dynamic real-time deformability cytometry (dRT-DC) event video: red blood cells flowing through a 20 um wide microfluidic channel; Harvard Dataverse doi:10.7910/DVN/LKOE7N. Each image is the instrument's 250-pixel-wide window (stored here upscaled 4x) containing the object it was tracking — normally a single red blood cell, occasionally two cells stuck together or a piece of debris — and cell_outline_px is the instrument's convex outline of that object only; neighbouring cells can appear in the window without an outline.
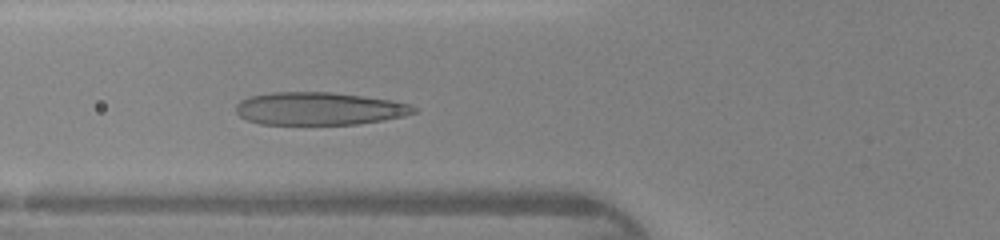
{"species": "human", "species_latin": "Homo sapiens", "temperature_condition": "warm", "stored_images_in_passage": 43, "camera_frame_rate_fps": 3000, "um_per_image_px": 0.085, "donor": {"sex": "female"}, "frame": {"image": 1, "passage_image": 15, "time_ms": 4.667, "image_size_px": [1000, 240], "cell_outline_px": [[420, 108], [416, 112], [404, 116], [384, 120], [356, 124], [260, 124], [248, 120], [240, 116], [236, 112], [236, 104], [240, 100], [248, 96], [272, 92], [332, 92], [392, 100], [412, 104]], "centroid_in_image_um": [27.16, 9.23], "position_along_channel_um": 98.6, "area_um2": 34.22}}
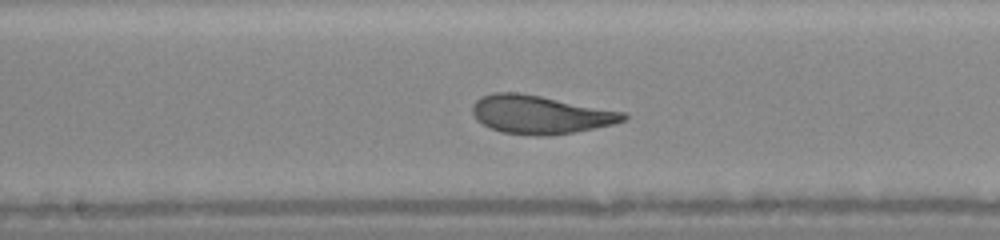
{"frame": {"image": 2, "passage_image": 22, "time_ms": 7.0, "image_size_px": [1000, 240], "cell_outline_px": [[628, 120], [612, 124], [572, 132], [544, 136], [536, 136], [504, 132], [492, 128], [476, 120], [472, 112], [472, 108], [476, 100], [480, 96], [492, 92], [516, 92], [540, 96], [624, 112], [628, 116]], "centroid_in_image_um": [45.89, 9.73], "position_along_channel_um": 202.3, "area_um2": 33.35}}
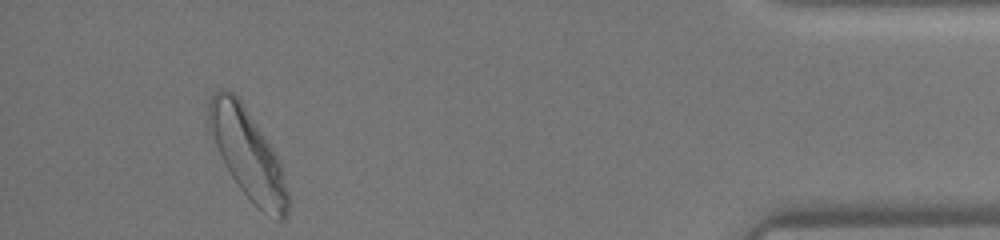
{"frame": {"image": 3, "passage_image": 40, "time_ms": 13.0, "image_size_px": [1000, 240], "cell_outline_px": [[288, 216], [284, 220], [276, 220], [264, 212], [240, 188], [232, 176], [208, 132], [208, 104], [216, 88], [228, 88], [244, 104], [272, 148], [280, 164], [288, 192]], "centroid_in_image_um": [21.03, 13.05], "position_along_channel_um": 414.2, "area_um2": 40.58}}